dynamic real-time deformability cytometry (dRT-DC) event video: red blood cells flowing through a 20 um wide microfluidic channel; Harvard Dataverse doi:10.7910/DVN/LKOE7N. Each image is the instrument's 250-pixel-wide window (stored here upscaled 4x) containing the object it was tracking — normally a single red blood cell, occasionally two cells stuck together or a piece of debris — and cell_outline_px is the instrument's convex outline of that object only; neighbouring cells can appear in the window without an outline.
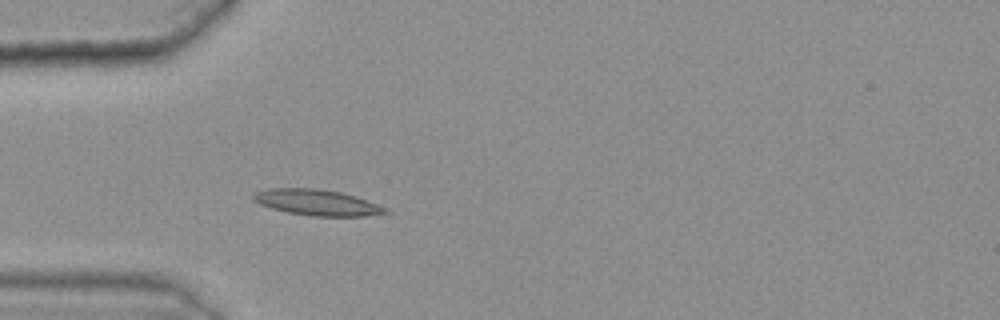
{"species": "common noctule bat (a hibernating species)", "species_latin": "Nyctalus noctula", "temperature_condition": "warm", "stored_images_in_passage": 14, "camera_frame_rate_fps": 3000, "um_per_image_px": 0.085, "animal": {"sex": "female", "body_mass_g": 25.1}, "frame": {"image": 1, "passage_image": 7, "time_ms": 2.0, "image_size_px": [1000, 320], "cell_outline_px": [[392, 212], [364, 216], [312, 216], [288, 212], [272, 208], [260, 204], [252, 200], [252, 196], [256, 192], [268, 188], [316, 188], [340, 192], [356, 196], [388, 208]], "centroid_in_image_um": [26.96, 17.21], "position_along_channel_um": 58.0, "area_um2": 19.94}}
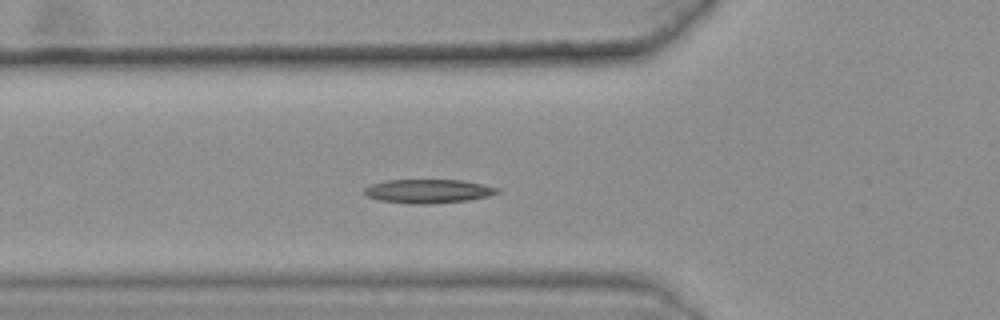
{"frame": {"image": 2, "passage_image": 10, "time_ms": 3.0, "image_size_px": [1000, 320], "cell_outline_px": [[500, 192], [488, 196], [468, 200], [428, 204], [416, 204], [380, 200], [368, 196], [364, 192], [364, 188], [372, 184], [388, 180], [460, 180], [500, 188]], "centroid_in_image_um": [36.41, 16.25], "position_along_channel_um": 89.4, "area_um2": 18.21}}